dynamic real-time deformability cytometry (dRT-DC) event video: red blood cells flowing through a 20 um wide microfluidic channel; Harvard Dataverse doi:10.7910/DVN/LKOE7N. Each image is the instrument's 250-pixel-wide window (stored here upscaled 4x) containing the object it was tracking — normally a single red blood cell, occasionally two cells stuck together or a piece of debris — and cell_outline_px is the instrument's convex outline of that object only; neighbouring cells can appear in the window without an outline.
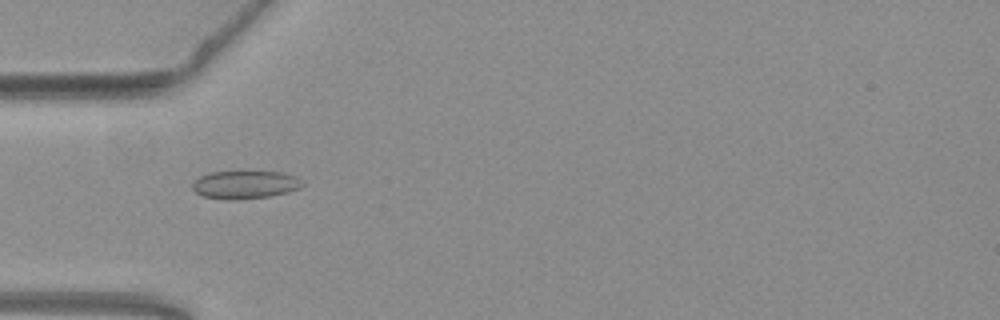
{"species": "common noctule bat (a hibernating species)", "species_latin": "Nyctalus noctula", "temperature_condition": "warm", "stored_images_in_passage": 54, "camera_frame_rate_fps": 3000, "um_per_image_px": 0.085, "animal": {"sex": "female", "body_mass_g": 19.3, "forearm_length_mm": 54.1}, "frame": {"image": 1, "passage_image": 17, "time_ms": 5.333, "image_size_px": [1000, 320], "cell_outline_px": [[304, 184], [300, 188], [288, 192], [268, 196], [232, 200], [228, 200], [204, 196], [196, 192], [192, 188], [192, 184], [200, 176], [208, 172], [244, 168], [284, 172], [296, 176]], "centroid_in_image_um": [20.84, 15.62], "position_along_channel_um": 64.2, "area_um2": 18.9}}
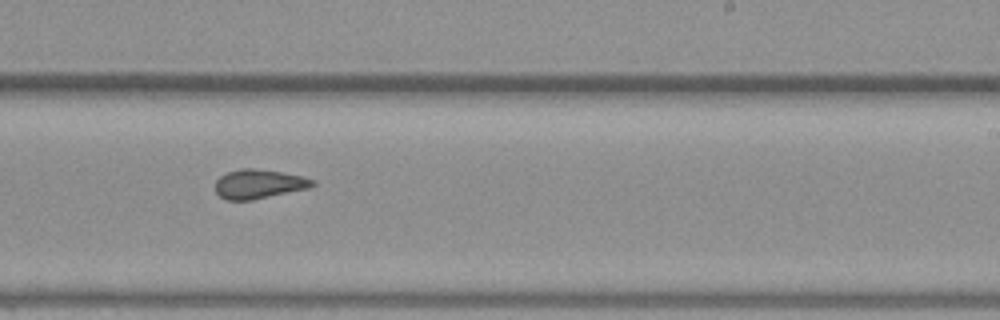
{"frame": {"image": 2, "passage_image": 33, "time_ms": 10.667, "image_size_px": [1000, 320], "cell_outline_px": [[316, 184], [308, 188], [252, 200], [228, 200], [220, 196], [216, 192], [216, 180], [220, 176], [228, 172], [240, 168], [252, 168], [280, 172], [300, 176], [316, 180]], "centroid_in_image_um": [21.99, 15.64], "position_along_channel_um": 267.0, "area_um2": 16.36}}
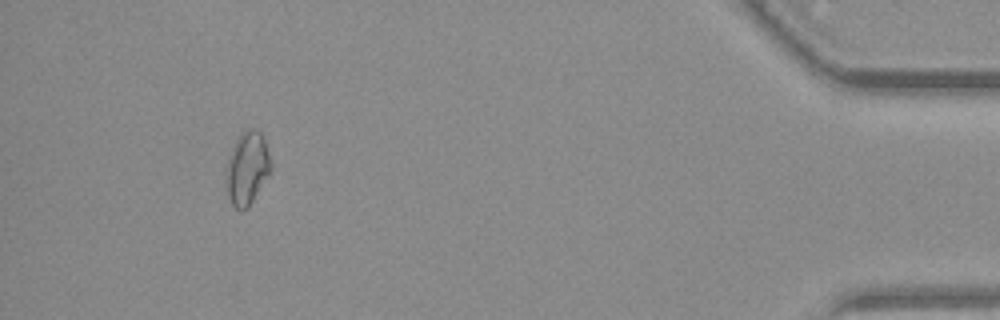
{"frame": {"image": 3, "passage_image": 50, "time_ms": 16.333, "image_size_px": [1000, 320], "cell_outline_px": [[272, 168], [248, 208], [240, 212], [232, 204], [228, 196], [224, 180], [224, 172], [228, 156], [236, 140], [248, 128], [256, 128], [260, 132], [264, 140], [272, 164]], "centroid_in_image_um": [20.97, 14.33], "position_along_channel_um": 414.2, "area_um2": 19.19}, "authors_computed_cell_mechanics": {"area_um2": 17.4556, "velocity_mm_per_s": 3.8111, "shape_relaxation_time_tau1_ms": null, "shape_relaxation_time_tau2_ms": 1.355, "deformation_change_tau1": null, "deformation_change_tau2": 0.0582}}